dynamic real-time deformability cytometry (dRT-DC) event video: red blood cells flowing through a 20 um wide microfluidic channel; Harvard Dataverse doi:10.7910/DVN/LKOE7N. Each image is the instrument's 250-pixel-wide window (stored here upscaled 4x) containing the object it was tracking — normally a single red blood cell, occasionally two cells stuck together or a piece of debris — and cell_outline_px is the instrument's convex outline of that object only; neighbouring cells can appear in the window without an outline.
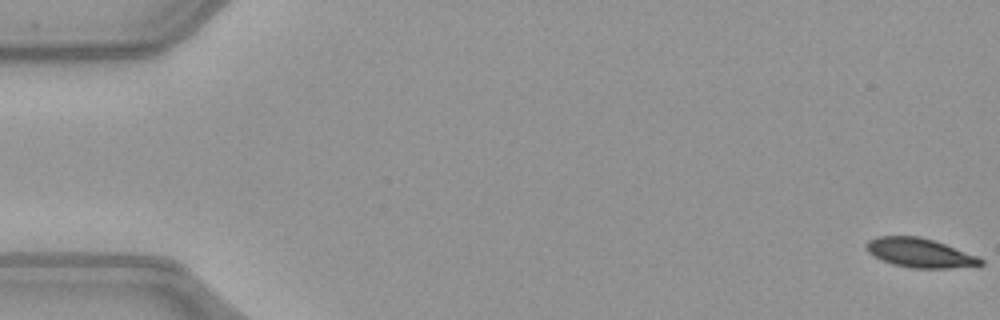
{"species": "common noctule bat (a hibernating species)", "species_latin": "Nyctalus noctula", "temperature_condition": "warm", "stored_images_in_passage": 14, "camera_frame_rate_fps": 3000, "um_per_image_px": 0.085, "animal": {"sex": "female", "body_mass_g": 21.9}, "frame": {"image": 1, "passage_image": 1, "time_ms": 0.0, "image_size_px": [1000, 320], "cell_outline_px": [[984, 264], [952, 268], [912, 268], [892, 264], [880, 260], [872, 256], [864, 248], [864, 244], [868, 240], [876, 236], [920, 236], [944, 244], [976, 256], [984, 260]], "centroid_in_image_um": [78.09, 21.49], "position_along_channel_um": 6.9, "area_um2": 19.48}}